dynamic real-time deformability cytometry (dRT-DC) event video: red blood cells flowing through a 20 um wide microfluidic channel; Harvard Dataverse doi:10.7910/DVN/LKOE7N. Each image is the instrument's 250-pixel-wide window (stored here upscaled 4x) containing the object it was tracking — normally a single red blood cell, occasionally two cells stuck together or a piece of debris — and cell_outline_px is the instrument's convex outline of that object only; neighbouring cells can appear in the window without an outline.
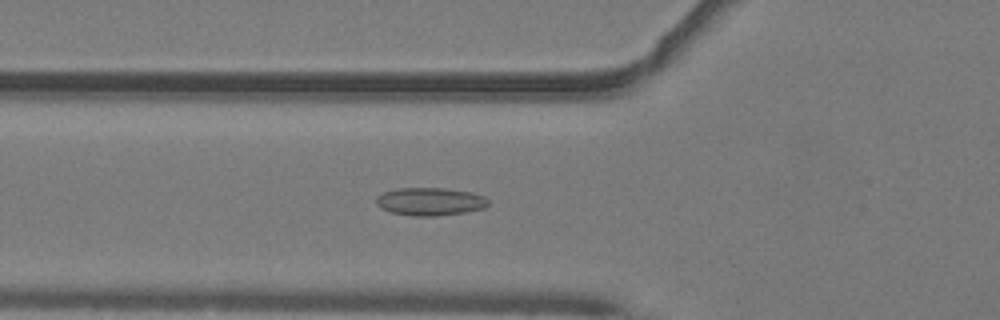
{"species": "common noctule bat (a hibernating species)", "species_latin": "Nyctalus noctula", "temperature_condition": "warm", "stored_images_in_passage": 36, "camera_frame_rate_fps": 3000, "um_per_image_px": 0.085, "animal": {"sex": "male", "body_mass_g": 19.2, "forearm_length_mm": 51.8}, "frame": {"image": 1, "passage_image": 4, "time_ms": 1.0, "image_size_px": [1000, 320], "cell_outline_px": [[488, 204], [484, 208], [464, 212], [436, 216], [412, 216], [392, 212], [380, 208], [376, 204], [376, 196], [384, 192], [400, 188], [444, 188], [472, 192], [484, 196], [488, 200]], "centroid_in_image_um": [36.55, 17.13], "position_along_channel_um": 89.3, "area_um2": 18.21}}
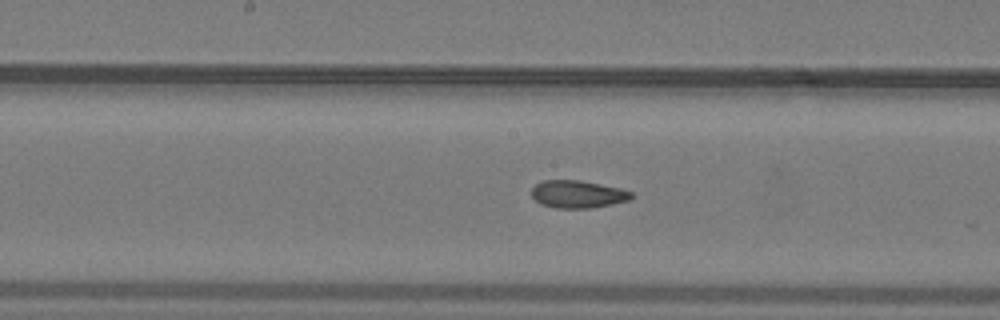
{"frame": {"image": 2, "passage_image": 12, "time_ms": 3.667, "image_size_px": [1000, 320], "cell_outline_px": [[632, 196], [628, 200], [612, 204], [592, 208], [556, 208], [540, 204], [532, 196], [532, 188], [536, 184], [544, 180], [580, 180], [620, 188], [632, 192]], "centroid_in_image_um": [49.09, 16.51], "position_along_channel_um": 199.1, "area_um2": 15.95}}
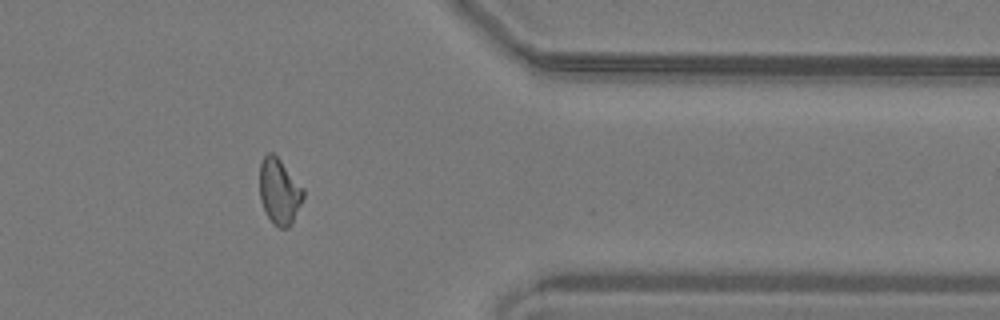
{"frame": {"image": 3, "passage_image": 27, "time_ms": 8.667, "image_size_px": [1000, 320], "cell_outline_px": [[304, 196], [292, 224], [288, 228], [280, 228], [268, 216], [260, 200], [260, 164], [264, 156], [268, 152], [272, 152], [280, 160], [304, 188]], "centroid_in_image_um": [23.75, 16.26], "position_along_channel_um": 387.6, "area_um2": 16.53}, "authors_computed_cell_mechanics": {"area_um2": 16.4152, "velocity_mm_per_s": 4.0889, "shape_relaxation_time_tau1_ms": null, "shape_relaxation_time_tau2_ms": 2.3669, "deformation_change_tau1": null, "deformation_change_tau2": 0.0854}}